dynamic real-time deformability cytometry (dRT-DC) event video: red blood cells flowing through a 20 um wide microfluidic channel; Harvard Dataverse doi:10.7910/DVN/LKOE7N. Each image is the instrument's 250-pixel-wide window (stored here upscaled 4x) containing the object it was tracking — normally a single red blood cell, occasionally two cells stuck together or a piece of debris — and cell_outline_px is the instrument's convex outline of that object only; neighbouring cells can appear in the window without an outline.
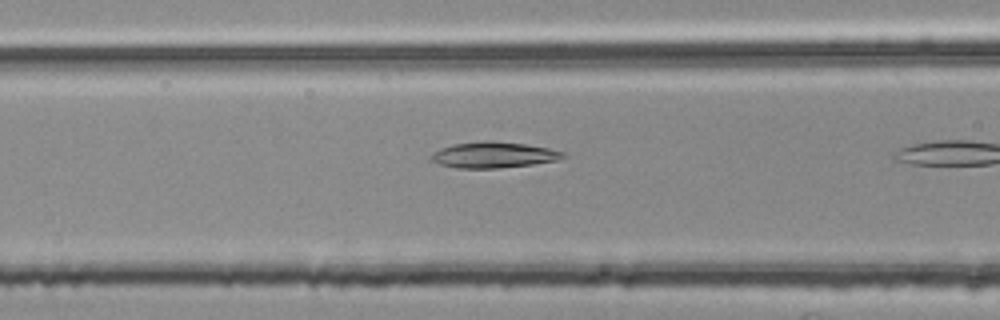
{"species": "common noctule bat (a hibernating species)", "species_latin": "Nyctalus noctula", "temperature_condition": "room temperature", "stored_images_in_passage": 9, "camera_frame_rate_fps": 3000, "um_per_image_px": 0.085, "animal": {"sex": "female", "body_mass_g": 25.1}, "frame": {"image": 1, "passage_image": 7, "time_ms": 2.0, "image_size_px": [1000, 320], "cell_outline_px": [[568, 156], [556, 160], [532, 164], [496, 168], [456, 168], [440, 164], [432, 160], [432, 152], [440, 148], [452, 144], [484, 140], [492, 140], [524, 144], [548, 148], [568, 152]], "centroid_in_image_um": [41.97, 13.15], "position_along_channel_um": 124.6, "area_um2": 20.0}}